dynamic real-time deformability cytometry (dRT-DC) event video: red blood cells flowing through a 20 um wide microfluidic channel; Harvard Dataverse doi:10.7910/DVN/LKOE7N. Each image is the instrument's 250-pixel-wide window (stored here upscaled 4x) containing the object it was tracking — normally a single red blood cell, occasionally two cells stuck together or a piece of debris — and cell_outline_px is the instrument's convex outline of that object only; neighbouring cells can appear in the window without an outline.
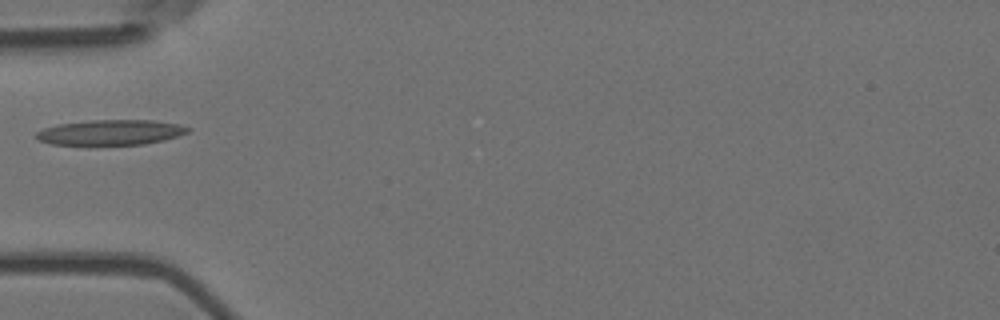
{"species": "Egyptian fruit bat (a non-hibernating species)", "species_latin": "Rousettus aegyptiacus", "temperature_condition": "room temperature", "stored_images_in_passage": 8, "camera_frame_rate_fps": 3000, "um_per_image_px": 0.085, "animal": {"sex": "female"}, "frame": {"image": 1, "passage_image": 1, "time_ms": 0.0, "image_size_px": [1000, 320], "cell_outline_px": [[192, 128], [188, 132], [164, 140], [144, 144], [52, 144], [40, 140], [36, 136], [36, 132], [44, 128], [56, 124], [92, 120], [152, 120], [180, 124]], "centroid_in_image_um": [9.43, 11.24], "position_along_channel_um": 75.6, "area_um2": 22.08}}
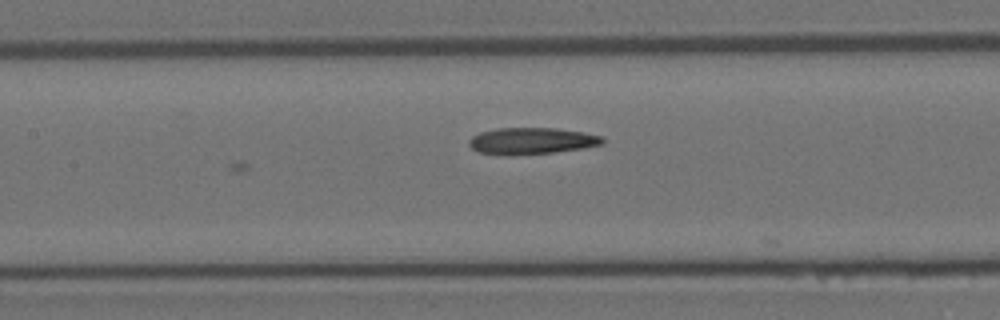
{"frame": {"image": 2, "passage_image": 8, "time_ms": 2.333, "image_size_px": [1000, 320], "cell_outline_px": [[604, 144], [584, 148], [552, 152], [476, 152], [468, 144], [468, 140], [472, 136], [480, 132], [496, 128], [556, 128], [584, 132], [604, 136]], "centroid_in_image_um": [45.27, 11.92], "position_along_channel_um": 162.1, "area_um2": 19.88}}